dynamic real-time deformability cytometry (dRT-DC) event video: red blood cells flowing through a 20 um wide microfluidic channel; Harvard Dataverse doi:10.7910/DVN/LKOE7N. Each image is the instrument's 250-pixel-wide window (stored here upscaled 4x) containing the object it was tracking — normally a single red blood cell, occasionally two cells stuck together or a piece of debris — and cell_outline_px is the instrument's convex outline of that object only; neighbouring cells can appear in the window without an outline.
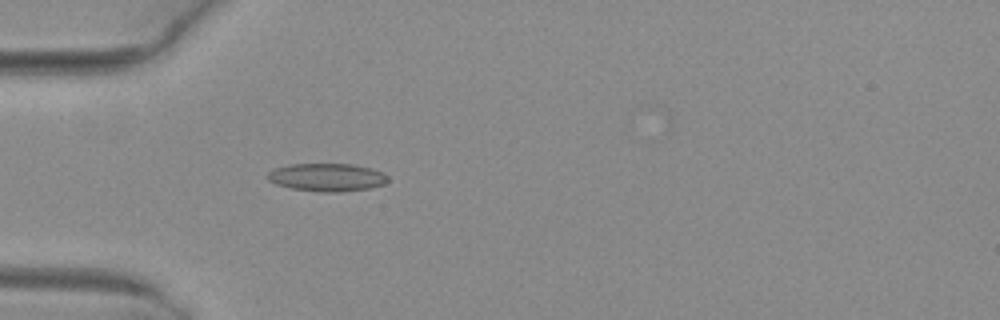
{"species": "common noctule bat (a hibernating species)", "species_latin": "Nyctalus noctula", "temperature_condition": "warm", "stored_images_in_passage": 36, "camera_frame_rate_fps": 3000, "um_per_image_px": 0.085, "animal": {"sex": "female", "body_mass_g": 29.2, "forearm_length_mm": 56.3}, "frame": {"image": 1, "passage_image": 1, "time_ms": 0.0, "image_size_px": [1000, 320], "cell_outline_px": [[388, 180], [384, 184], [368, 188], [340, 192], [320, 192], [292, 188], [276, 184], [268, 180], [264, 176], [268, 172], [276, 168], [292, 164], [352, 164], [372, 168], [384, 172], [388, 176]], "centroid_in_image_um": [27.8, 15.07], "position_along_channel_um": 57.2, "area_um2": 19.65}}
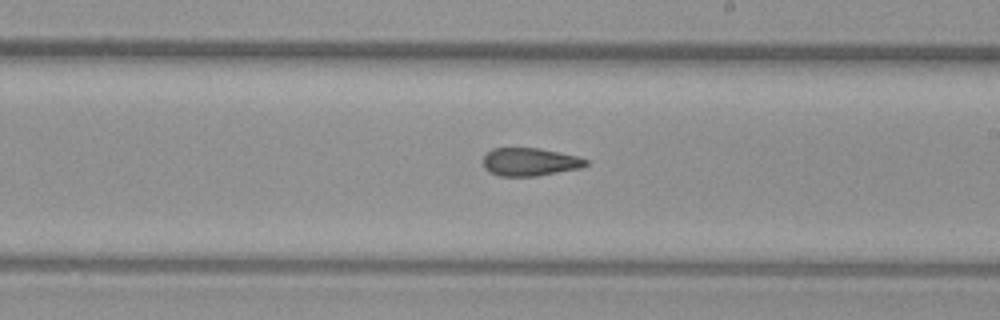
{"frame": {"image": 2, "passage_image": 15, "time_ms": 4.667, "image_size_px": [1000, 320], "cell_outline_px": [[588, 164], [580, 168], [536, 176], [500, 176], [488, 172], [484, 168], [484, 156], [492, 148], [540, 148], [580, 156], [588, 160]], "centroid_in_image_um": [45.05, 13.76], "position_along_channel_um": 243.9, "area_um2": 16.88}}
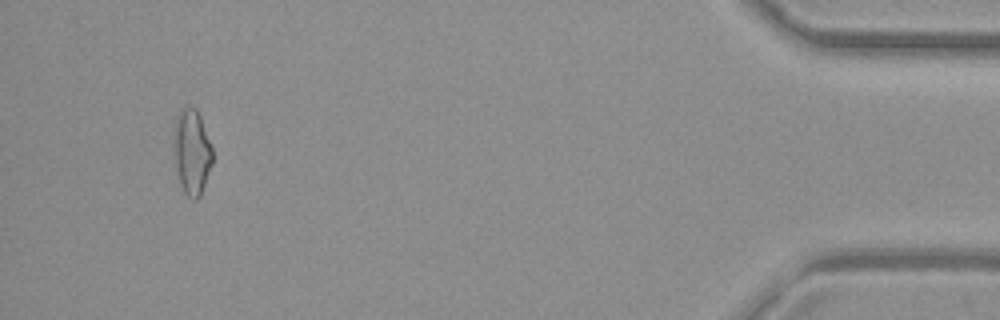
{"frame": {"image": 3, "passage_image": 33, "time_ms": 10.667, "image_size_px": [1000, 320], "cell_outline_px": [[212, 164], [200, 196], [196, 200], [192, 200], [184, 192], [180, 184], [176, 168], [172, 144], [176, 116], [180, 108], [196, 108], [200, 116], [212, 148]], "centroid_in_image_um": [16.28, 12.91], "position_along_channel_um": 418.9, "area_um2": 19.31}, "authors_computed_cell_mechanics": {"area_um2": 17.5712, "velocity_mm_per_s": 4.1413, "shape_relaxation_time_tau1_ms": null, "shape_relaxation_time_tau2_ms": 2.1176, "deformation_change_tau1": null, "deformation_change_tau2": 0.1077}}